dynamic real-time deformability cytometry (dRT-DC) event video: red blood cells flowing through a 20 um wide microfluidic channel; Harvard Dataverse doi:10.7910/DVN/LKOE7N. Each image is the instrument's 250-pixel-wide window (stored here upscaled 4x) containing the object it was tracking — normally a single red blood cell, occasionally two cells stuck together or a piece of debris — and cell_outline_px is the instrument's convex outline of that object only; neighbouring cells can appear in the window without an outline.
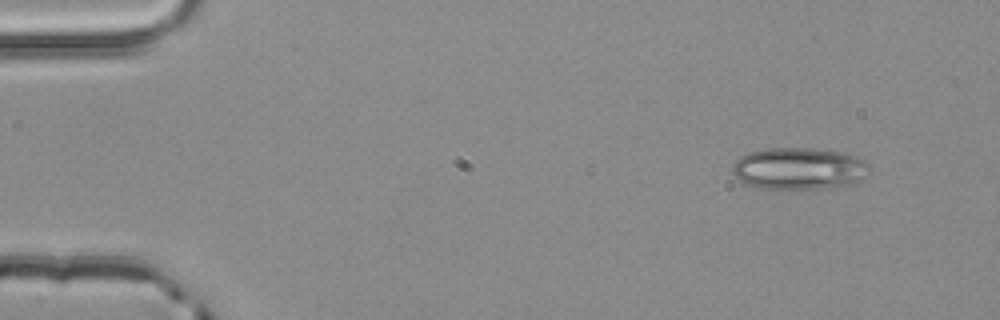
{"species": "common noctule bat (a hibernating species)", "species_latin": "Nyctalus noctula", "temperature_condition": "room temperature", "stored_images_in_passage": 3, "camera_frame_rate_fps": 3000, "um_per_image_px": 0.085, "animal": {"sex": "male", "body_mass_g": 20.4}, "frame": {"image": 1, "passage_image": 1, "time_ms": 0.0, "image_size_px": [1000, 320], "cell_outline_px": [[868, 164], [864, 176], [860, 180], [848, 184], [820, 188], [760, 188], [748, 184], [740, 180], [732, 172], [732, 164], [740, 156], [748, 152], [764, 148], [812, 148], [848, 152], [864, 160]], "centroid_in_image_um": [67.88, 14.29], "position_along_channel_um": 17.1, "area_um2": 33.23}}